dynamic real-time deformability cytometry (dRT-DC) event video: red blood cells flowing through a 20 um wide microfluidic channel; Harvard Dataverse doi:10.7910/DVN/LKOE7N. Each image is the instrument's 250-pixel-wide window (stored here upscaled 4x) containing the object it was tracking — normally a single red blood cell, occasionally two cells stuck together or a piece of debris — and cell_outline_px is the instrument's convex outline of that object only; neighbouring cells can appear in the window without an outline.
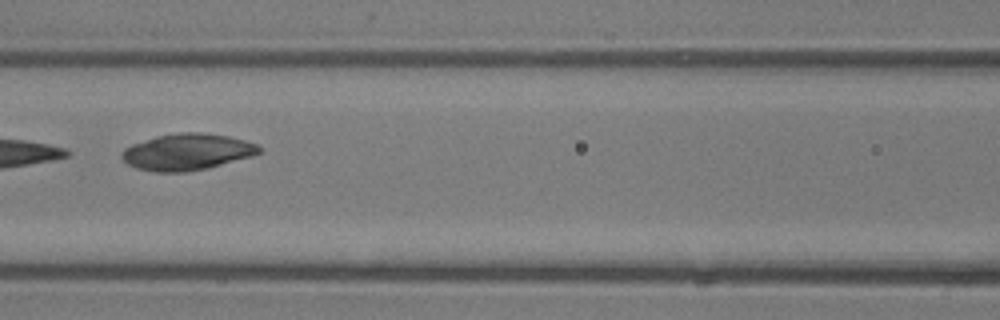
{"species": "common noctule bat (a hibernating species)", "species_latin": "Nyctalus noctula", "temperature_condition": "room temperature", "stored_images_in_passage": 6, "camera_frame_rate_fps": 3000, "um_per_image_px": 0.085, "animal": {"sex": "male", "body_mass_g": 13.3}, "frame": {"image": 1, "passage_image": 5, "time_ms": 5.0, "image_size_px": [1000, 320], "cell_outline_px": [[264, 148], [260, 152], [252, 156], [208, 168], [188, 172], [152, 172], [136, 168], [128, 164], [120, 156], [120, 152], [124, 148], [132, 144], [156, 136], [180, 132], [200, 132], [228, 136], [244, 140], [256, 144]], "centroid_in_image_um": [15.89, 12.92], "position_along_channel_um": 150.7, "area_um2": 29.36}}
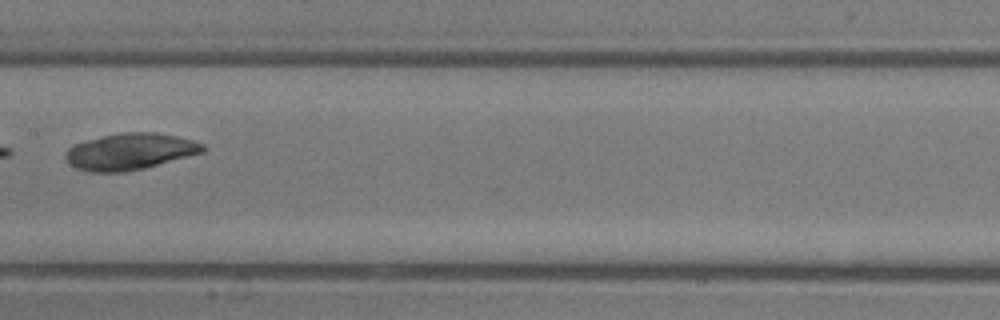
{"frame": {"image": 2, "passage_image": 6, "time_ms": 6.0, "image_size_px": [1000, 320], "cell_outline_px": [[208, 148], [204, 152], [144, 168], [124, 172], [88, 172], [76, 168], [68, 164], [64, 160], [64, 152], [72, 144], [120, 132], [156, 132], [176, 136], [192, 140], [204, 144]], "centroid_in_image_um": [11.02, 12.88], "position_along_channel_um": 196.4, "area_um2": 29.42}}